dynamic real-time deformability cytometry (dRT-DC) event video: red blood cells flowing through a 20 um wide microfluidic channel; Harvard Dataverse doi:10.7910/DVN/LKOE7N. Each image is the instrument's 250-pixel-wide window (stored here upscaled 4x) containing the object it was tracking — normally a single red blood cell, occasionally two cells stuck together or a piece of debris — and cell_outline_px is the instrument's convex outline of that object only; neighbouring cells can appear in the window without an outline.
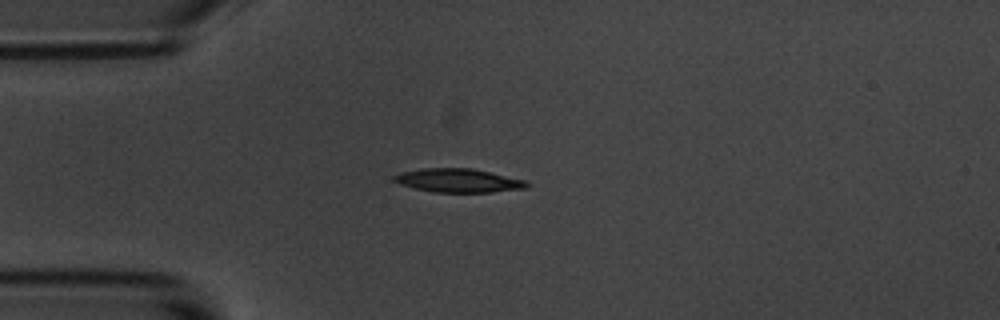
{"species": "common noctule bat (a hibernating species)", "species_latin": "Nyctalus noctula", "temperature_condition": "room temperature", "stored_images_in_passage": 3, "camera_frame_rate_fps": 3000, "um_per_image_px": 0.085, "animal": {"sex": "male", "body_mass_g": 20.1, "forearm_length_mm": 53.5}, "frame": {"image": 1, "passage_image": 1, "time_ms": 0.0, "image_size_px": [1000, 320], "cell_outline_px": [[528, 184], [524, 188], [492, 192], [432, 192], [400, 184], [392, 180], [392, 176], [400, 172], [420, 168], [472, 168], [524, 180]], "centroid_in_image_um": [38.88, 15.33], "position_along_channel_um": 46.1, "area_um2": 18.15}}
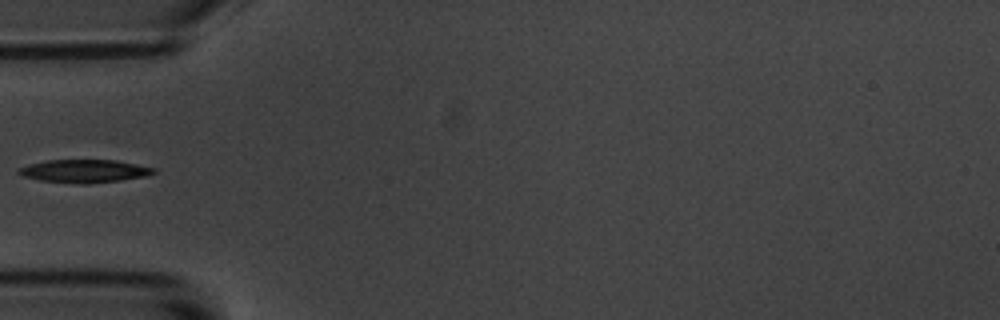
{"frame": {"image": 2, "passage_image": 2, "time_ms": 1.333, "image_size_px": [1000, 320], "cell_outline_px": [[156, 172], [144, 176], [120, 180], [88, 184], [80, 184], [40, 180], [20, 176], [16, 172], [16, 168], [28, 164], [48, 160], [116, 160], [156, 168]], "centroid_in_image_um": [7.1, 14.54], "position_along_channel_um": 77.9, "area_um2": 18.21}}